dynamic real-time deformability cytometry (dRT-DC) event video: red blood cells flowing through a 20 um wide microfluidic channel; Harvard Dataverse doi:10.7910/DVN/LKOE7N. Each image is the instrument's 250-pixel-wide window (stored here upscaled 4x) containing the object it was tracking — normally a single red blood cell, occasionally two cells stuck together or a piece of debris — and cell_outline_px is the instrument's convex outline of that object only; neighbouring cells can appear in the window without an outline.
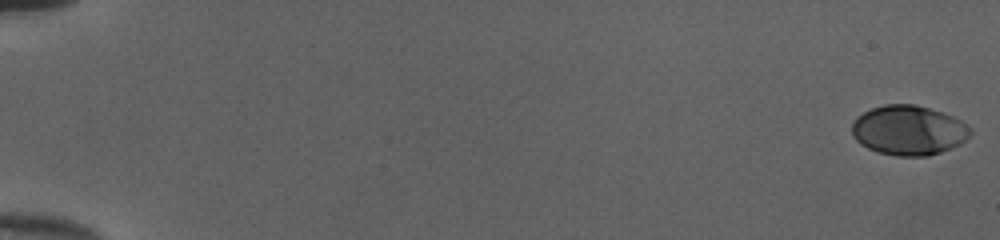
{"species": "human", "species_latin": "Homo sapiens", "temperature_condition": "cold", "stored_images_in_passage": 53, "camera_frame_rate_fps": 3000, "um_per_image_px": 0.085, "donor": {"sex": "female"}, "frame": {"image": 1, "passage_image": 1, "time_ms": 0.0, "image_size_px": [1000, 240], "cell_outline_px": [[972, 132], [960, 144], [940, 152], [928, 156], [896, 156], [880, 152], [868, 148], [860, 144], [852, 136], [852, 124], [856, 116], [872, 108], [884, 104], [912, 104], [928, 108], [952, 116], [960, 120], [972, 128]], "centroid_in_image_um": [77.21, 11.07], "position_along_channel_um": 7.8, "area_um2": 34.22}}
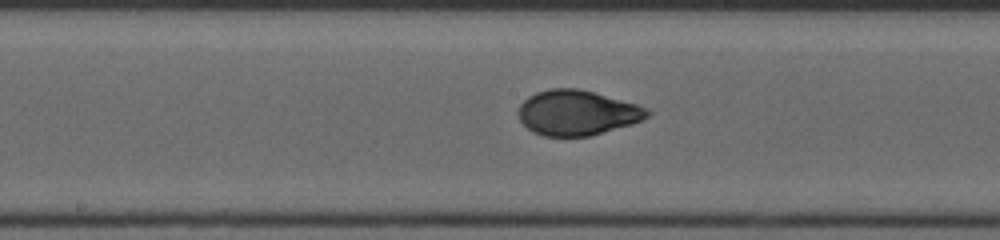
{"frame": {"image": 2, "passage_image": 30, "time_ms": 9.667, "image_size_px": [1000, 240], "cell_outline_px": [[652, 112], [648, 116], [632, 124], [588, 136], [544, 136], [532, 132], [520, 120], [520, 104], [528, 96], [536, 92], [548, 88], [576, 88], [592, 92], [636, 104], [648, 108]], "centroid_in_image_um": [49.05, 9.58], "position_along_channel_um": 199.2, "area_um2": 33.52}}
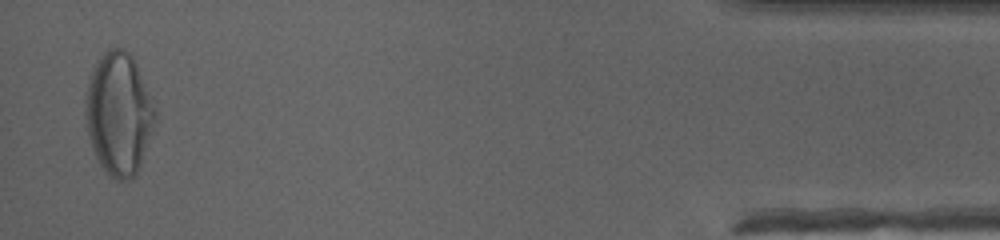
{"frame": {"image": 3, "passage_image": 52, "time_ms": 17.0, "image_size_px": [1000, 240], "cell_outline_px": [[156, 116], [140, 168], [128, 180], [116, 180], [96, 160], [88, 136], [84, 116], [84, 100], [92, 68], [100, 56], [108, 48], [124, 48], [132, 56], [136, 64], [156, 112]], "centroid_in_image_um": [10.05, 9.66], "position_along_channel_um": 425.1, "area_um2": 49.42}, "authors_computed_cell_mechanics": {"area_um2": 33.8708, "velocity_mm_per_s": 4.0278, "shape_relaxation_time_tau1_ms": 5.2363, "shape_relaxation_time_tau2_ms": null, "deformation_change_tau1": 0.2024, "deformation_change_tau2": null}}